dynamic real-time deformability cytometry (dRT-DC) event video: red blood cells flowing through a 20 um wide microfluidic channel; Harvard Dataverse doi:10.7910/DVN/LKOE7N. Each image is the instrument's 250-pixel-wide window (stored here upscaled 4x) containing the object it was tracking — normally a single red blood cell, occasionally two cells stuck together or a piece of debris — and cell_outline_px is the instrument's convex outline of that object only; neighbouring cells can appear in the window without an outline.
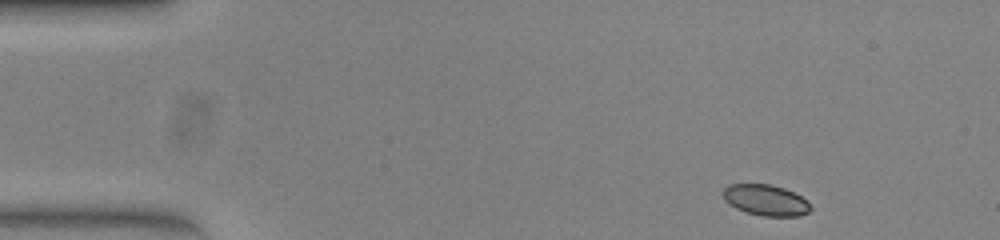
{"species": "common noctule bat (a hibernating species)", "species_latin": "Nyctalus noctula", "temperature_condition": "warm", "stored_images_in_passage": 47, "camera_frame_rate_fps": 3000, "um_per_image_px": 0.085, "animal": {"sex": "female", "body_mass_g": 23.0, "forearm_length_mm": 53.4}, "frame": {"image": 1, "passage_image": 1, "time_ms": 0.0, "image_size_px": [1000, 240], "cell_outline_px": [[812, 208], [808, 212], [800, 216], [764, 216], [748, 212], [736, 208], [728, 204], [724, 200], [720, 192], [728, 184], [768, 184], [784, 188], [808, 200]], "centroid_in_image_um": [65.06, 17.0], "position_along_channel_um": 19.9, "area_um2": 15.9}}
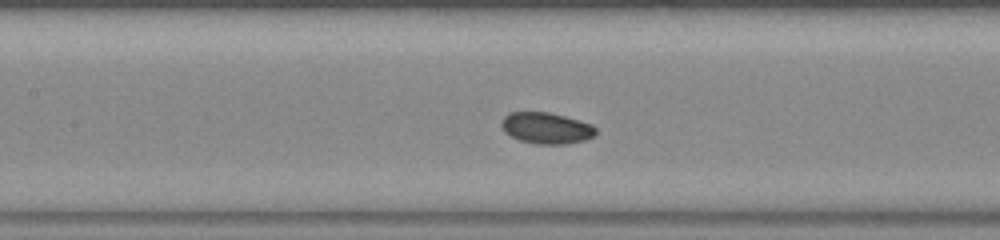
{"frame": {"image": 2, "passage_image": 19, "time_ms": 6.0, "image_size_px": [1000, 240], "cell_outline_px": [[596, 132], [592, 136], [584, 140], [568, 144], [536, 144], [520, 140], [504, 132], [500, 124], [504, 116], [508, 112], [548, 112], [564, 116], [592, 124], [596, 128]], "centroid_in_image_um": [46.41, 10.88], "position_along_channel_um": 161.0, "area_um2": 17.17}}
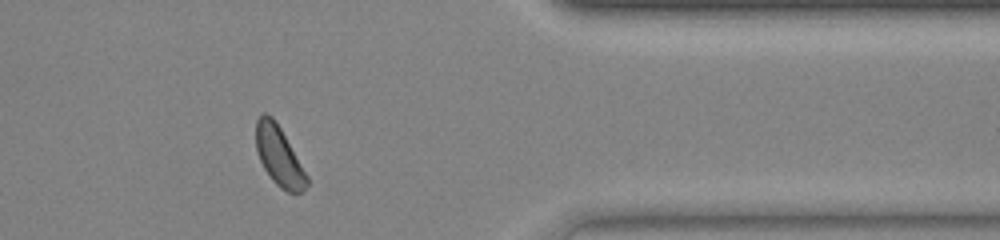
{"frame": {"image": 3, "passage_image": 38, "time_ms": 12.333, "image_size_px": [1000, 240], "cell_outline_px": [[308, 184], [304, 192], [288, 192], [280, 188], [272, 180], [264, 168], [260, 160], [256, 148], [256, 120], [264, 112], [272, 116], [280, 128], [308, 176]], "centroid_in_image_um": [23.72, 13.28], "position_along_channel_um": 387.7, "area_um2": 17.4}, "authors_computed_cell_mechanics": {"area_um2": 17.2822, "velocity_mm_per_s": 3.8886, "shape_relaxation_time_tau1_ms": 1.1222, "shape_relaxation_time_tau2_ms": null, "deformation_change_tau1": 0.0428, "deformation_change_tau2": null}}